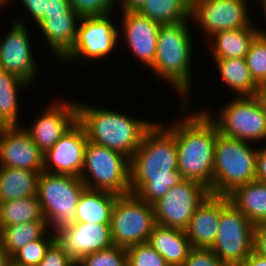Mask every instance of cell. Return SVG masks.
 Masks as SVG:
<instances>
[{"mask_svg":"<svg viewBox=\"0 0 266 266\" xmlns=\"http://www.w3.org/2000/svg\"><path fill=\"white\" fill-rule=\"evenodd\" d=\"M49 231L46 221L12 224L0 229V243L12 257L31 241L42 238Z\"/></svg>","mask_w":266,"mask_h":266,"instance_id":"f546056e","label":"cell"},{"mask_svg":"<svg viewBox=\"0 0 266 266\" xmlns=\"http://www.w3.org/2000/svg\"><path fill=\"white\" fill-rule=\"evenodd\" d=\"M119 195L85 188L76 206L77 222L110 224L112 207Z\"/></svg>","mask_w":266,"mask_h":266,"instance_id":"484cf974","label":"cell"},{"mask_svg":"<svg viewBox=\"0 0 266 266\" xmlns=\"http://www.w3.org/2000/svg\"><path fill=\"white\" fill-rule=\"evenodd\" d=\"M253 251L266 258V224L255 226Z\"/></svg>","mask_w":266,"mask_h":266,"instance_id":"ab89813d","label":"cell"},{"mask_svg":"<svg viewBox=\"0 0 266 266\" xmlns=\"http://www.w3.org/2000/svg\"><path fill=\"white\" fill-rule=\"evenodd\" d=\"M81 16L72 8L64 15L49 16L40 19L36 25L40 29L42 39L51 50V56L60 61L74 46Z\"/></svg>","mask_w":266,"mask_h":266,"instance_id":"44dd1931","label":"cell"},{"mask_svg":"<svg viewBox=\"0 0 266 266\" xmlns=\"http://www.w3.org/2000/svg\"><path fill=\"white\" fill-rule=\"evenodd\" d=\"M126 252L127 266H169L148 242L130 246Z\"/></svg>","mask_w":266,"mask_h":266,"instance_id":"e575fe53","label":"cell"},{"mask_svg":"<svg viewBox=\"0 0 266 266\" xmlns=\"http://www.w3.org/2000/svg\"><path fill=\"white\" fill-rule=\"evenodd\" d=\"M37 266H76V262L55 241Z\"/></svg>","mask_w":266,"mask_h":266,"instance_id":"74e56055","label":"cell"},{"mask_svg":"<svg viewBox=\"0 0 266 266\" xmlns=\"http://www.w3.org/2000/svg\"><path fill=\"white\" fill-rule=\"evenodd\" d=\"M70 6L81 17L114 13L115 0H69Z\"/></svg>","mask_w":266,"mask_h":266,"instance_id":"d590c367","label":"cell"},{"mask_svg":"<svg viewBox=\"0 0 266 266\" xmlns=\"http://www.w3.org/2000/svg\"><path fill=\"white\" fill-rule=\"evenodd\" d=\"M257 97L260 99L261 103L263 104L266 113V84L259 87Z\"/></svg>","mask_w":266,"mask_h":266,"instance_id":"bcb514c9","label":"cell"},{"mask_svg":"<svg viewBox=\"0 0 266 266\" xmlns=\"http://www.w3.org/2000/svg\"><path fill=\"white\" fill-rule=\"evenodd\" d=\"M77 266H127L126 248L111 246L83 256Z\"/></svg>","mask_w":266,"mask_h":266,"instance_id":"836d02e7","label":"cell"},{"mask_svg":"<svg viewBox=\"0 0 266 266\" xmlns=\"http://www.w3.org/2000/svg\"><path fill=\"white\" fill-rule=\"evenodd\" d=\"M179 106L182 117L169 124L162 121L175 136L178 171L183 179L201 183L211 194L218 128L203 110L190 111L188 103Z\"/></svg>","mask_w":266,"mask_h":266,"instance_id":"7a4b0ae2","label":"cell"},{"mask_svg":"<svg viewBox=\"0 0 266 266\" xmlns=\"http://www.w3.org/2000/svg\"><path fill=\"white\" fill-rule=\"evenodd\" d=\"M11 262V256L4 250L0 243V266H7Z\"/></svg>","mask_w":266,"mask_h":266,"instance_id":"f6af8a7d","label":"cell"},{"mask_svg":"<svg viewBox=\"0 0 266 266\" xmlns=\"http://www.w3.org/2000/svg\"><path fill=\"white\" fill-rule=\"evenodd\" d=\"M30 86L17 75L0 69V125L2 127L22 126L19 117L21 107L19 93L29 90Z\"/></svg>","mask_w":266,"mask_h":266,"instance_id":"4316f807","label":"cell"},{"mask_svg":"<svg viewBox=\"0 0 266 266\" xmlns=\"http://www.w3.org/2000/svg\"><path fill=\"white\" fill-rule=\"evenodd\" d=\"M183 266H227L210 248H191Z\"/></svg>","mask_w":266,"mask_h":266,"instance_id":"8d00e7d4","label":"cell"},{"mask_svg":"<svg viewBox=\"0 0 266 266\" xmlns=\"http://www.w3.org/2000/svg\"><path fill=\"white\" fill-rule=\"evenodd\" d=\"M240 266H266V258L252 251Z\"/></svg>","mask_w":266,"mask_h":266,"instance_id":"ee69618b","label":"cell"},{"mask_svg":"<svg viewBox=\"0 0 266 266\" xmlns=\"http://www.w3.org/2000/svg\"><path fill=\"white\" fill-rule=\"evenodd\" d=\"M155 225L151 204L131 193L116 198L110 219L111 238L115 246L127 249L148 242Z\"/></svg>","mask_w":266,"mask_h":266,"instance_id":"9c48e42d","label":"cell"},{"mask_svg":"<svg viewBox=\"0 0 266 266\" xmlns=\"http://www.w3.org/2000/svg\"><path fill=\"white\" fill-rule=\"evenodd\" d=\"M177 162L175 136L157 120L130 159V193L152 205L183 180Z\"/></svg>","mask_w":266,"mask_h":266,"instance_id":"6da1fadb","label":"cell"},{"mask_svg":"<svg viewBox=\"0 0 266 266\" xmlns=\"http://www.w3.org/2000/svg\"><path fill=\"white\" fill-rule=\"evenodd\" d=\"M190 22L192 23V20L161 24L158 30L155 60L149 68V71L158 78L157 81L161 79L172 85V89H175L180 98L178 104L191 103L189 95L194 79L191 68L194 66L192 56L195 41L190 26L193 24Z\"/></svg>","mask_w":266,"mask_h":266,"instance_id":"3957f363","label":"cell"},{"mask_svg":"<svg viewBox=\"0 0 266 266\" xmlns=\"http://www.w3.org/2000/svg\"><path fill=\"white\" fill-rule=\"evenodd\" d=\"M80 178L88 189L129 194L130 159L118 151L88 141Z\"/></svg>","mask_w":266,"mask_h":266,"instance_id":"ba28073f","label":"cell"},{"mask_svg":"<svg viewBox=\"0 0 266 266\" xmlns=\"http://www.w3.org/2000/svg\"><path fill=\"white\" fill-rule=\"evenodd\" d=\"M229 100L215 113L217 115L207 107L202 110L216 124L221 135L252 144H265L266 113L260 99L251 96L232 97Z\"/></svg>","mask_w":266,"mask_h":266,"instance_id":"52a82bcc","label":"cell"},{"mask_svg":"<svg viewBox=\"0 0 266 266\" xmlns=\"http://www.w3.org/2000/svg\"><path fill=\"white\" fill-rule=\"evenodd\" d=\"M15 17L10 29L0 41V69L17 75L28 84L35 83L40 76L37 59L25 18ZM27 26V27H26ZM38 76V77H37Z\"/></svg>","mask_w":266,"mask_h":266,"instance_id":"5bb4252c","label":"cell"},{"mask_svg":"<svg viewBox=\"0 0 266 266\" xmlns=\"http://www.w3.org/2000/svg\"><path fill=\"white\" fill-rule=\"evenodd\" d=\"M219 73L223 86L233 97L257 96L259 86L254 82L248 69L245 58L212 59ZM236 95V96H235Z\"/></svg>","mask_w":266,"mask_h":266,"instance_id":"cb8c5ba5","label":"cell"},{"mask_svg":"<svg viewBox=\"0 0 266 266\" xmlns=\"http://www.w3.org/2000/svg\"><path fill=\"white\" fill-rule=\"evenodd\" d=\"M230 202L253 224H266V184L252 181L228 195Z\"/></svg>","mask_w":266,"mask_h":266,"instance_id":"d4e9b609","label":"cell"},{"mask_svg":"<svg viewBox=\"0 0 266 266\" xmlns=\"http://www.w3.org/2000/svg\"><path fill=\"white\" fill-rule=\"evenodd\" d=\"M85 188L80 177L46 171L39 174L37 197L51 233L77 223L76 206Z\"/></svg>","mask_w":266,"mask_h":266,"instance_id":"8992f818","label":"cell"},{"mask_svg":"<svg viewBox=\"0 0 266 266\" xmlns=\"http://www.w3.org/2000/svg\"><path fill=\"white\" fill-rule=\"evenodd\" d=\"M55 242V235L48 231L42 238L31 241L16 252L11 260L20 266H37Z\"/></svg>","mask_w":266,"mask_h":266,"instance_id":"d6a6232c","label":"cell"},{"mask_svg":"<svg viewBox=\"0 0 266 266\" xmlns=\"http://www.w3.org/2000/svg\"><path fill=\"white\" fill-rule=\"evenodd\" d=\"M7 266H20V265L15 264V263L11 260V262H10Z\"/></svg>","mask_w":266,"mask_h":266,"instance_id":"681fc988","label":"cell"},{"mask_svg":"<svg viewBox=\"0 0 266 266\" xmlns=\"http://www.w3.org/2000/svg\"><path fill=\"white\" fill-rule=\"evenodd\" d=\"M245 60L254 82L266 84V34L259 33L252 41Z\"/></svg>","mask_w":266,"mask_h":266,"instance_id":"1f68e13d","label":"cell"},{"mask_svg":"<svg viewBox=\"0 0 266 266\" xmlns=\"http://www.w3.org/2000/svg\"><path fill=\"white\" fill-rule=\"evenodd\" d=\"M209 194V189L201 183L183 179L152 204L156 224L185 231Z\"/></svg>","mask_w":266,"mask_h":266,"instance_id":"4fadbf2b","label":"cell"},{"mask_svg":"<svg viewBox=\"0 0 266 266\" xmlns=\"http://www.w3.org/2000/svg\"><path fill=\"white\" fill-rule=\"evenodd\" d=\"M120 14L122 16L120 18L121 27L118 28L120 30L118 31L119 43L121 44L124 38V42L127 43L125 47L128 46L130 54L149 69L155 60L158 30L161 24L138 12Z\"/></svg>","mask_w":266,"mask_h":266,"instance_id":"e0dca14e","label":"cell"},{"mask_svg":"<svg viewBox=\"0 0 266 266\" xmlns=\"http://www.w3.org/2000/svg\"><path fill=\"white\" fill-rule=\"evenodd\" d=\"M31 221H46L37 195L0 203V229Z\"/></svg>","mask_w":266,"mask_h":266,"instance_id":"4dcf8cb0","label":"cell"},{"mask_svg":"<svg viewBox=\"0 0 266 266\" xmlns=\"http://www.w3.org/2000/svg\"><path fill=\"white\" fill-rule=\"evenodd\" d=\"M148 243L169 266H183L192 248L185 231L158 224L154 226Z\"/></svg>","mask_w":266,"mask_h":266,"instance_id":"603a6c76","label":"cell"},{"mask_svg":"<svg viewBox=\"0 0 266 266\" xmlns=\"http://www.w3.org/2000/svg\"><path fill=\"white\" fill-rule=\"evenodd\" d=\"M112 14L81 17L74 46L59 62L80 64L84 61L91 63L92 60L99 62L103 58L108 61L107 58L115 53L112 51H116L119 44L120 26L115 25Z\"/></svg>","mask_w":266,"mask_h":266,"instance_id":"30bf717a","label":"cell"},{"mask_svg":"<svg viewBox=\"0 0 266 266\" xmlns=\"http://www.w3.org/2000/svg\"><path fill=\"white\" fill-rule=\"evenodd\" d=\"M144 2L145 0H115V6H120L121 13L137 12Z\"/></svg>","mask_w":266,"mask_h":266,"instance_id":"7bdbcfd3","label":"cell"},{"mask_svg":"<svg viewBox=\"0 0 266 266\" xmlns=\"http://www.w3.org/2000/svg\"><path fill=\"white\" fill-rule=\"evenodd\" d=\"M0 167L44 171V153L22 126L0 130Z\"/></svg>","mask_w":266,"mask_h":266,"instance_id":"ac0fdd59","label":"cell"},{"mask_svg":"<svg viewBox=\"0 0 266 266\" xmlns=\"http://www.w3.org/2000/svg\"><path fill=\"white\" fill-rule=\"evenodd\" d=\"M228 196L209 194L198 206L185 230L192 248H211L216 241L221 210Z\"/></svg>","mask_w":266,"mask_h":266,"instance_id":"ffe728a7","label":"cell"},{"mask_svg":"<svg viewBox=\"0 0 266 266\" xmlns=\"http://www.w3.org/2000/svg\"><path fill=\"white\" fill-rule=\"evenodd\" d=\"M255 1H257V2H259V3H257V4H260L261 3V7L260 8H262L261 10L263 11V12H261V13H263L264 14V18L263 19H265L264 20V22L266 21V0H255ZM264 28H266L265 26L264 27H262L261 28V26L258 28L259 29V32L261 33V34H266V29L264 30Z\"/></svg>","mask_w":266,"mask_h":266,"instance_id":"7dc6e473","label":"cell"},{"mask_svg":"<svg viewBox=\"0 0 266 266\" xmlns=\"http://www.w3.org/2000/svg\"><path fill=\"white\" fill-rule=\"evenodd\" d=\"M71 8L69 0H47L46 13L41 19L49 16L64 15Z\"/></svg>","mask_w":266,"mask_h":266,"instance_id":"60d3db41","label":"cell"},{"mask_svg":"<svg viewBox=\"0 0 266 266\" xmlns=\"http://www.w3.org/2000/svg\"><path fill=\"white\" fill-rule=\"evenodd\" d=\"M192 0H145L137 11L159 24L191 20Z\"/></svg>","mask_w":266,"mask_h":266,"instance_id":"f1b7e54d","label":"cell"},{"mask_svg":"<svg viewBox=\"0 0 266 266\" xmlns=\"http://www.w3.org/2000/svg\"><path fill=\"white\" fill-rule=\"evenodd\" d=\"M41 172L12 167H0V203L37 195Z\"/></svg>","mask_w":266,"mask_h":266,"instance_id":"83f0119b","label":"cell"},{"mask_svg":"<svg viewBox=\"0 0 266 266\" xmlns=\"http://www.w3.org/2000/svg\"><path fill=\"white\" fill-rule=\"evenodd\" d=\"M87 143L85 130L77 121L44 154V171L80 177Z\"/></svg>","mask_w":266,"mask_h":266,"instance_id":"2e32d148","label":"cell"},{"mask_svg":"<svg viewBox=\"0 0 266 266\" xmlns=\"http://www.w3.org/2000/svg\"><path fill=\"white\" fill-rule=\"evenodd\" d=\"M235 30L219 31L211 36L205 46L212 59L245 58L255 37L260 33L256 24Z\"/></svg>","mask_w":266,"mask_h":266,"instance_id":"7402d4cb","label":"cell"},{"mask_svg":"<svg viewBox=\"0 0 266 266\" xmlns=\"http://www.w3.org/2000/svg\"><path fill=\"white\" fill-rule=\"evenodd\" d=\"M56 243L76 263L85 255L113 246L110 224L77 222L55 234Z\"/></svg>","mask_w":266,"mask_h":266,"instance_id":"d6986e66","label":"cell"},{"mask_svg":"<svg viewBox=\"0 0 266 266\" xmlns=\"http://www.w3.org/2000/svg\"><path fill=\"white\" fill-rule=\"evenodd\" d=\"M16 2L19 1L23 5L24 10L30 14V18L36 24L46 13L47 0H13Z\"/></svg>","mask_w":266,"mask_h":266,"instance_id":"f35d334b","label":"cell"},{"mask_svg":"<svg viewBox=\"0 0 266 266\" xmlns=\"http://www.w3.org/2000/svg\"><path fill=\"white\" fill-rule=\"evenodd\" d=\"M87 104L78 99L77 121L83 126L88 141L118 151L129 159L141 145L145 133L156 122L132 117L107 106L100 108Z\"/></svg>","mask_w":266,"mask_h":266,"instance_id":"277c9868","label":"cell"},{"mask_svg":"<svg viewBox=\"0 0 266 266\" xmlns=\"http://www.w3.org/2000/svg\"><path fill=\"white\" fill-rule=\"evenodd\" d=\"M258 146L217 134L211 194L228 196L237 187L255 181Z\"/></svg>","mask_w":266,"mask_h":266,"instance_id":"5b68a950","label":"cell"},{"mask_svg":"<svg viewBox=\"0 0 266 266\" xmlns=\"http://www.w3.org/2000/svg\"><path fill=\"white\" fill-rule=\"evenodd\" d=\"M56 98L45 105V109L40 111L41 114L35 120L32 119L30 127L23 126L44 154L77 122V101L63 96V99H58V96Z\"/></svg>","mask_w":266,"mask_h":266,"instance_id":"9a60e30c","label":"cell"},{"mask_svg":"<svg viewBox=\"0 0 266 266\" xmlns=\"http://www.w3.org/2000/svg\"><path fill=\"white\" fill-rule=\"evenodd\" d=\"M261 144L262 146H258L255 180L266 184V145L264 143Z\"/></svg>","mask_w":266,"mask_h":266,"instance_id":"b9f144b4","label":"cell"},{"mask_svg":"<svg viewBox=\"0 0 266 266\" xmlns=\"http://www.w3.org/2000/svg\"><path fill=\"white\" fill-rule=\"evenodd\" d=\"M248 2L250 0H192V24L201 28L203 43L219 31L248 27L253 22Z\"/></svg>","mask_w":266,"mask_h":266,"instance_id":"7c38bea8","label":"cell"},{"mask_svg":"<svg viewBox=\"0 0 266 266\" xmlns=\"http://www.w3.org/2000/svg\"><path fill=\"white\" fill-rule=\"evenodd\" d=\"M253 225L231 202L220 213L216 241L210 248L227 266H240L253 251Z\"/></svg>","mask_w":266,"mask_h":266,"instance_id":"8fae6325","label":"cell"},{"mask_svg":"<svg viewBox=\"0 0 266 266\" xmlns=\"http://www.w3.org/2000/svg\"><path fill=\"white\" fill-rule=\"evenodd\" d=\"M14 3L13 0H0V11H1V8L3 9L4 7H6L7 4H11Z\"/></svg>","mask_w":266,"mask_h":266,"instance_id":"c3c4849f","label":"cell"}]
</instances>
